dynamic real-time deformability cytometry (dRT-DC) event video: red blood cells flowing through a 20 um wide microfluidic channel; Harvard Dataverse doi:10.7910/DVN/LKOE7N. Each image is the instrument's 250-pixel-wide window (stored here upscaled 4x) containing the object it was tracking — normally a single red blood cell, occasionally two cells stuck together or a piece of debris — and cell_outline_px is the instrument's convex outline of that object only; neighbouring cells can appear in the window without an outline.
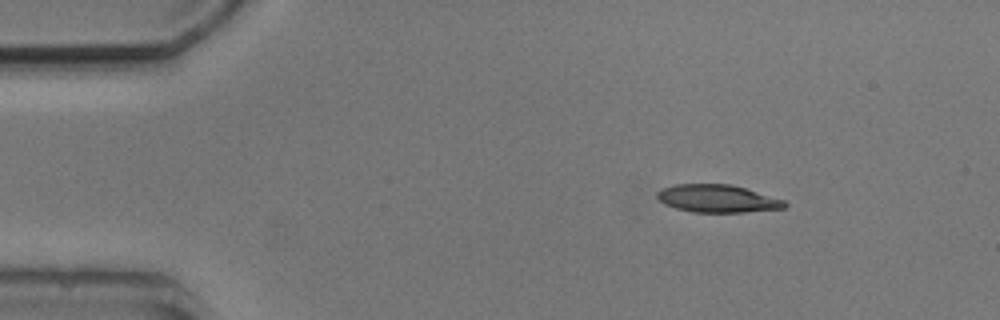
{"species": "common noctule bat (a hibernating species)", "species_latin": "Nyctalus noctula", "temperature_condition": "cold", "stored_images_in_passage": 5, "camera_frame_rate_fps": 3000, "um_per_image_px": 0.085, "animal": {"sex": "male", "body_mass_g": 20.5, "forearm_length_mm": 52.5}, "frame": {"image": 1, "passage_image": 3, "time_ms": 2.0, "image_size_px": [1000, 320], "cell_outline_px": [[788, 204], [784, 208], [744, 212], [692, 212], [676, 208], [664, 204], [656, 196], [656, 192], [664, 188], [676, 184], [732, 184], [784, 200]], "centroid_in_image_um": [60.97, 16.88], "position_along_channel_um": 24.0, "area_um2": 20.46}}